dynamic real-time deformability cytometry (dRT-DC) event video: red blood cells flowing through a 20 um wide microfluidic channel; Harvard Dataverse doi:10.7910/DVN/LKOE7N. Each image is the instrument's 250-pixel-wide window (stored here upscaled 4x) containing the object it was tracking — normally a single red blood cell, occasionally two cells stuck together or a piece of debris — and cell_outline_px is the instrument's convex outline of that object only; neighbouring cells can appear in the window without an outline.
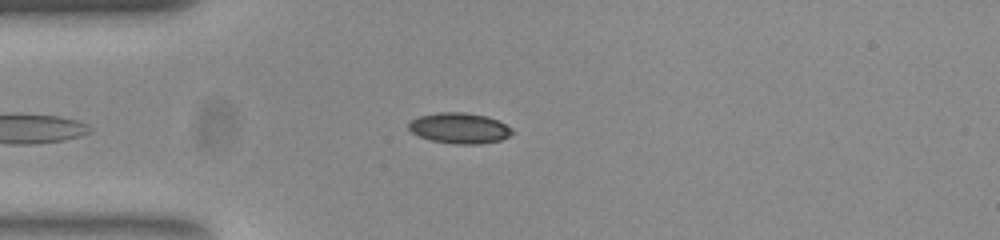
{"species": "common noctule bat (a hibernating species)", "species_latin": "Nyctalus noctula", "temperature_condition": "room temperature", "stored_images_in_passage": 41, "camera_frame_rate_fps": 3000, "um_per_image_px": 0.085, "animal": {"sex": "female", "body_mass_g": 23.0, "forearm_length_mm": 53.4}, "frame": {"image": 1, "passage_image": 3, "time_ms": 0.667, "image_size_px": [1000, 240], "cell_outline_px": [[512, 132], [508, 136], [500, 140], [480, 144], [456, 144], [432, 140], [420, 136], [412, 132], [408, 128], [408, 124], [412, 120], [420, 116], [436, 112], [464, 112], [488, 116], [512, 128]], "centroid_in_image_um": [39.05, 10.88], "position_along_channel_um": 46.0, "area_um2": 18.32}}
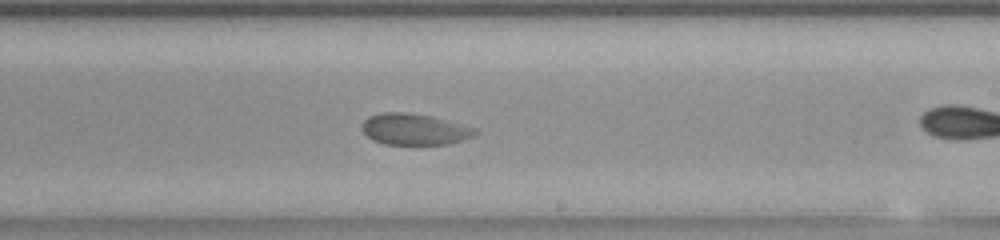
{"frame": {"image": 2, "passage_image": 17, "time_ms": 5.333, "image_size_px": [1000, 240], "cell_outline_px": [[480, 132], [476, 136], [464, 140], [448, 144], [384, 144], [372, 140], [364, 132], [364, 120], [368, 116], [384, 112], [404, 112], [432, 116], [476, 128]], "centroid_in_image_um": [35.29, 10.99], "position_along_channel_um": 253.7, "area_um2": 20.63}}
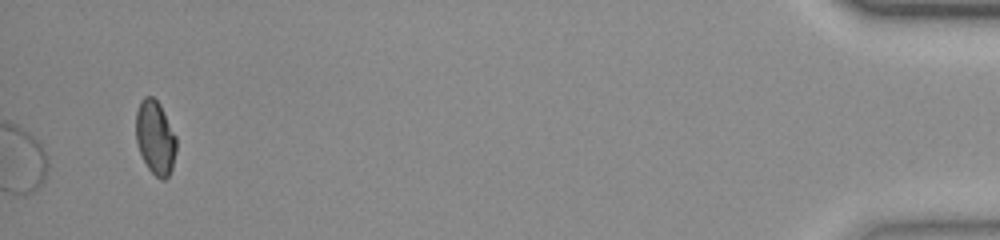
{"frame": {"image": 3, "passage_image": 41, "time_ms": 13.333, "image_size_px": [1000, 240], "cell_outline_px": [[176, 152], [172, 168], [168, 176], [164, 180], [160, 180], [148, 168], [140, 152], [136, 140], [136, 112], [140, 100], [144, 96], [152, 96], [160, 104], [176, 136]], "centroid_in_image_um": [13.2, 11.68], "position_along_channel_um": 422.0, "area_um2": 17.4}}